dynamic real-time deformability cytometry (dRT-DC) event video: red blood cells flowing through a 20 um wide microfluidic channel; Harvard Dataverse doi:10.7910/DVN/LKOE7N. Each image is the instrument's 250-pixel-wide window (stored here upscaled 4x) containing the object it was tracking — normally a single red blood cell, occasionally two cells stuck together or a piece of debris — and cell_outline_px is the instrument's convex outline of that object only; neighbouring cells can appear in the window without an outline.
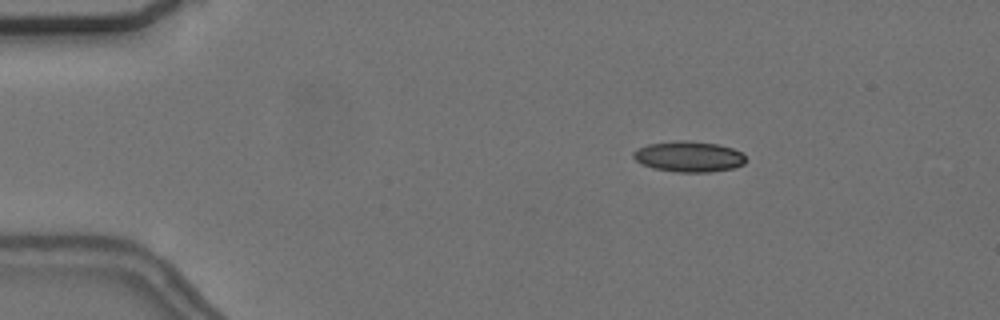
{"species": "common noctule bat (a hibernating species)", "species_latin": "Nyctalus noctula", "temperature_condition": "cold", "stored_images_in_passage": 5, "camera_frame_rate_fps": 3000, "um_per_image_px": 0.085, "animal": {"sex": "female", "body_mass_g": 24.6, "forearm_length_mm": 56.2}, "frame": {"image": 1, "passage_image": 3, "time_ms": 2.333, "image_size_px": [1000, 320], "cell_outline_px": [[744, 164], [732, 168], [708, 172], [676, 172], [652, 168], [636, 160], [632, 156], [632, 152], [636, 148], [648, 144], [672, 140], [688, 140], [720, 144], [732, 148], [740, 152], [744, 156]], "centroid_in_image_um": [58.5, 13.29], "position_along_channel_um": 26.5, "area_um2": 20.23}}